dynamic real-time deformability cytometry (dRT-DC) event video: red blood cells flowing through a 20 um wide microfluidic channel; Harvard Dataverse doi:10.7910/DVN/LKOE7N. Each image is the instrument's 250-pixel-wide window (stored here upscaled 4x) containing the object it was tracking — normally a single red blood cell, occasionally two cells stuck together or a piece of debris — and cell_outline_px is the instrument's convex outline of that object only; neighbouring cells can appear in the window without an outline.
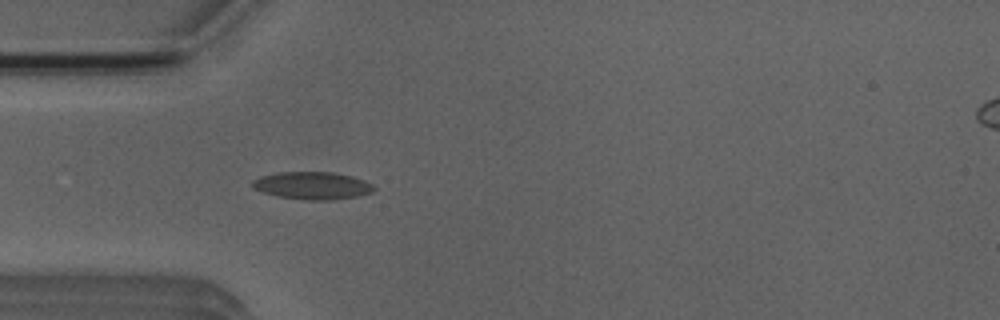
{"species": "Egyptian fruit bat (a non-hibernating species)", "species_latin": "Rousettus aegyptiacus", "temperature_condition": "room temperature", "stored_images_in_passage": 3, "camera_frame_rate_fps": 3000, "um_per_image_px": 0.085, "animal": {"sex": "male"}, "frame": {"image": 1, "passage_image": 3, "time_ms": 2.333, "image_size_px": [1000, 320], "cell_outline_px": [[376, 188], [372, 192], [360, 196], [332, 200], [304, 200], [276, 196], [252, 188], [252, 180], [260, 176], [276, 172], [332, 172], [352, 176], [364, 180], [372, 184]], "centroid_in_image_um": [26.55, 15.78], "position_along_channel_um": 58.4, "area_um2": 19.71}}